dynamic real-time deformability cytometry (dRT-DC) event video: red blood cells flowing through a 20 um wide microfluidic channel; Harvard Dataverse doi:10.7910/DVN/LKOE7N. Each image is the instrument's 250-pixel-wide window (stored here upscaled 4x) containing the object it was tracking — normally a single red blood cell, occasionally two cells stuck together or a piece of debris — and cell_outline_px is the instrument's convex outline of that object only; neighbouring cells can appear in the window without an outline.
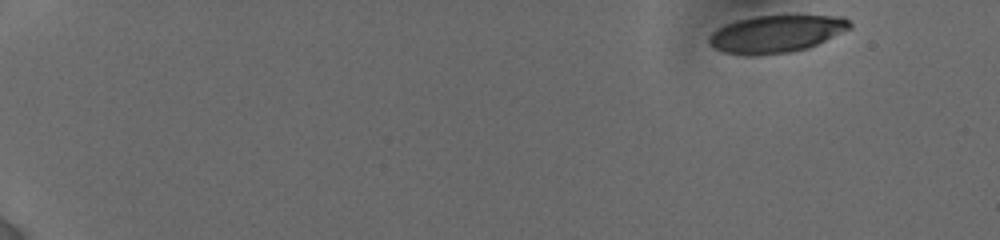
{"species": "human", "species_latin": "Homo sapiens", "temperature_condition": "cold", "stored_images_in_passage": 20, "camera_frame_rate_fps": 3000, "um_per_image_px": 0.085, "donor": {"sex": "female"}, "frame": {"image": 1, "passage_image": 1, "time_ms": 0.0, "image_size_px": [1000, 240], "cell_outline_px": [[852, 28], [808, 48], [788, 52], [756, 56], [748, 56], [724, 52], [712, 48], [708, 44], [708, 36], [716, 28], [724, 24], [736, 20], [756, 16], [796, 12], [844, 16], [852, 24]], "centroid_in_image_um": [66.0, 2.82], "position_along_channel_um": 19.0, "area_um2": 32.14}}
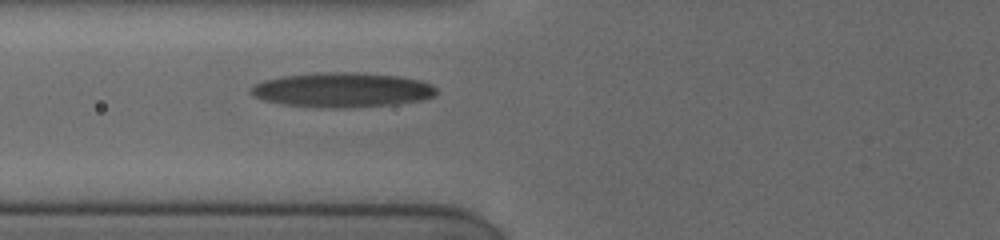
{"frame": {"image": 2, "passage_image": 17, "time_ms": 6.333, "image_size_px": [1000, 240], "cell_outline_px": [[436, 96], [420, 100], [392, 104], [336, 108], [284, 104], [264, 100], [252, 96], [248, 92], [248, 88], [264, 80], [280, 76], [316, 72], [352, 72], [400, 76], [420, 80], [432, 84], [436, 88]], "centroid_in_image_um": [29.05, 7.62], "position_along_channel_um": 96.7, "area_um2": 37.4}}
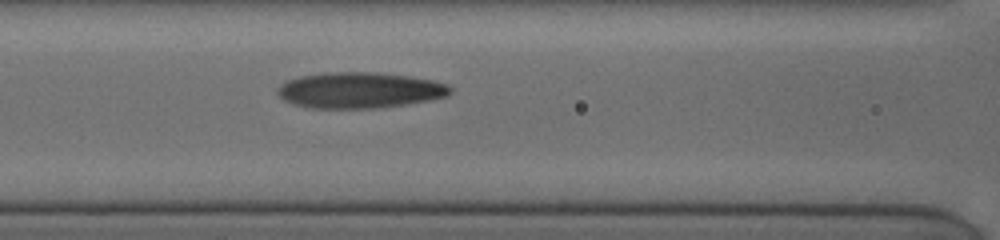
{"frame": {"image": 3, "passage_image": 20, "time_ms": 7.333, "image_size_px": [1000, 240], "cell_outline_px": [[452, 92], [448, 96], [408, 104], [376, 108], [312, 108], [296, 104], [284, 100], [276, 92], [276, 88], [280, 84], [288, 80], [300, 76], [324, 72], [372, 72], [408, 76], [432, 80], [448, 84], [452, 88]], "centroid_in_image_um": [30.57, 7.66], "position_along_channel_um": 136.0, "area_um2": 36.18}}